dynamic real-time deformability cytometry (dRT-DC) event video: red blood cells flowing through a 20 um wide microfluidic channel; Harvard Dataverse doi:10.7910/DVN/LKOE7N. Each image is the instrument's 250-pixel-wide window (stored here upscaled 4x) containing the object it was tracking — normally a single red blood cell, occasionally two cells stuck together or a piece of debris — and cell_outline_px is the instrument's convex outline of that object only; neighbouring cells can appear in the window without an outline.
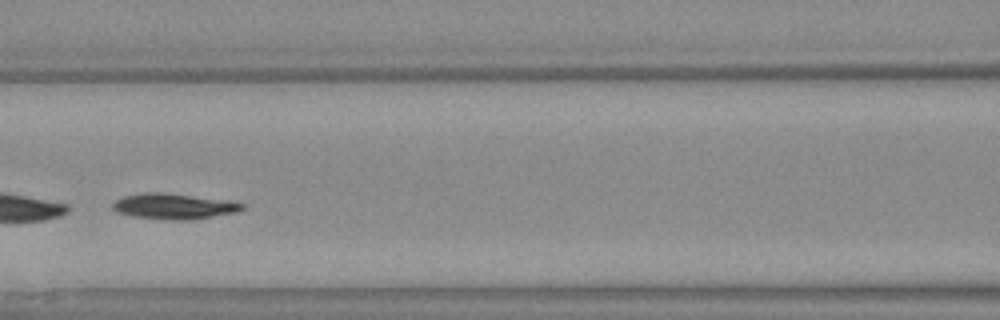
{"species": "Egyptian fruit bat (a non-hibernating species)", "species_latin": "Rousettus aegyptiacus", "temperature_condition": "warm", "stored_images_in_passage": 38, "camera_frame_rate_fps": 3000, "um_per_image_px": 0.085, "animal": {"sex": "female"}, "frame": {"image": 1, "passage_image": 12, "time_ms": 3.667, "image_size_px": [1000, 320], "cell_outline_px": [[244, 208], [236, 212], [192, 220], [168, 220], [132, 216], [116, 212], [112, 208], [112, 204], [116, 200], [124, 196], [144, 192], [168, 192], [232, 200], [244, 204]], "centroid_in_image_um": [14.8, 17.52], "position_along_channel_um": 151.8, "area_um2": 19.71}, "authors_computed_cell_mechanics": {"area_um2": 19.4208, "velocity_mm_per_s": 4.0853, "shape_relaxation_time_tau1_ms": 3.2372, "shape_relaxation_time_tau2_ms": null, "deformation_change_tau1": 0.1176, "deformation_change_tau2": null}}